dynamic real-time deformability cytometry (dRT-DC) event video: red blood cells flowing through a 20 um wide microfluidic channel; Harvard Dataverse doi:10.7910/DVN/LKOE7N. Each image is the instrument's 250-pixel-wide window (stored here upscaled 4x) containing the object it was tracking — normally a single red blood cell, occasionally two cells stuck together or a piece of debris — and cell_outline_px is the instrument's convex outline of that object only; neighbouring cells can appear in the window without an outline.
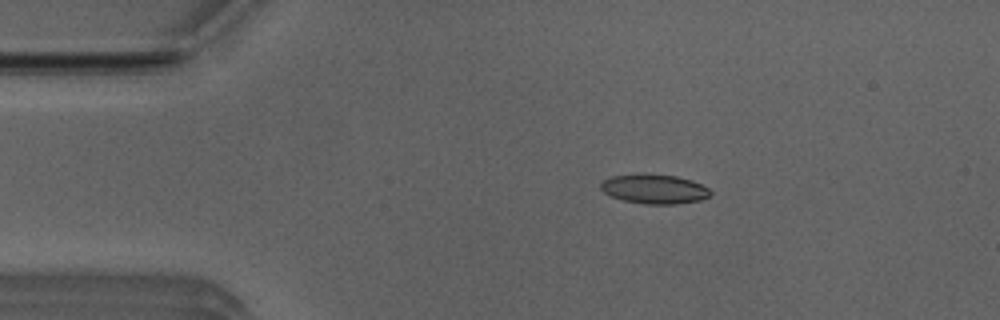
{"species": "Egyptian fruit bat (a non-hibernating species)", "species_latin": "Rousettus aegyptiacus", "temperature_condition": "room temperature", "stored_images_in_passage": 44, "camera_frame_rate_fps": 3000, "um_per_image_px": 0.085, "animal": {"sex": "male"}, "frame": {"image": 1, "passage_image": 2, "time_ms": 0.333, "image_size_px": [1000, 320], "cell_outline_px": [[712, 192], [708, 196], [700, 200], [676, 204], [644, 204], [624, 200], [612, 196], [604, 192], [600, 188], [600, 184], [604, 180], [612, 176], [676, 176], [692, 180], [708, 188]], "centroid_in_image_um": [55.65, 16.1], "position_along_channel_um": 29.4, "area_um2": 18.03}}
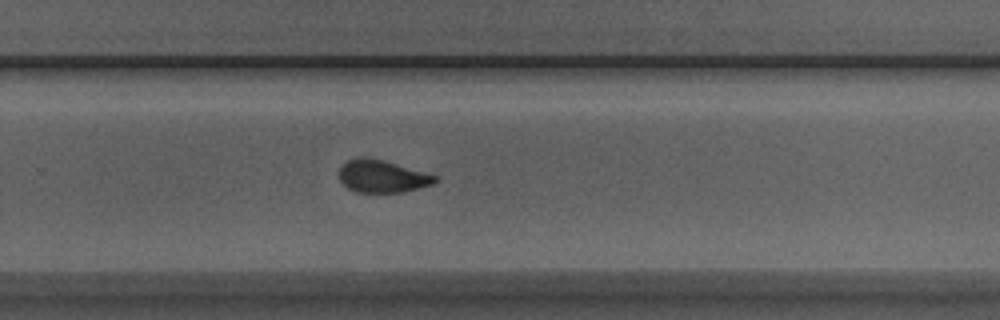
{"frame": {"image": 2, "passage_image": 26, "time_ms": 8.333, "image_size_px": [1000, 320], "cell_outline_px": [[440, 180], [432, 184], [400, 192], [356, 192], [348, 188], [340, 180], [340, 168], [348, 160], [360, 156], [364, 156], [384, 160], [424, 172], [436, 176]], "centroid_in_image_um": [32.47, 14.97], "position_along_channel_um": 297.3, "area_um2": 17.92}}
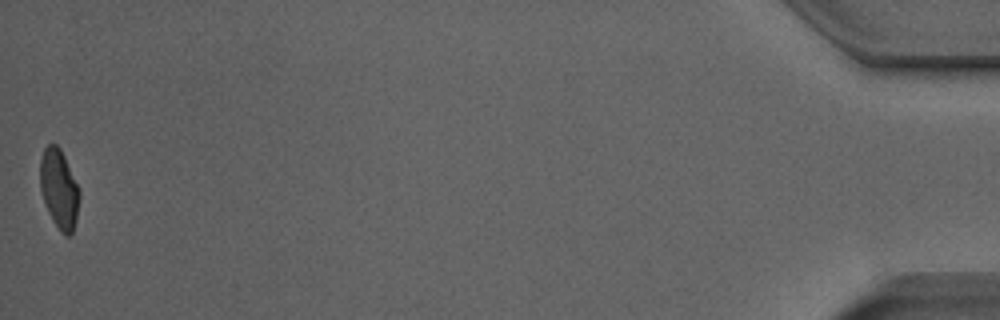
{"frame": {"image": 3, "passage_image": 44, "time_ms": 14.333, "image_size_px": [1000, 320], "cell_outline_px": [[80, 196], [76, 220], [72, 232], [68, 236], [64, 236], [60, 232], [52, 220], [48, 212], [40, 188], [40, 160], [44, 148], [48, 144], [56, 144], [60, 148], [80, 188]], "centroid_in_image_um": [5.03, 16.07], "position_along_channel_um": 430.2, "area_um2": 18.26}, "authors_computed_cell_mechanics": {"area_um2": 18.785, "velocity_mm_per_s": 3.9665, "shape_relaxation_time_tau1_ms": 10.5027, "shape_relaxation_time_tau2_ms": 1.6246, "deformation_change_tau1": 0.2342, "deformation_change_tau2": 0.0806}}